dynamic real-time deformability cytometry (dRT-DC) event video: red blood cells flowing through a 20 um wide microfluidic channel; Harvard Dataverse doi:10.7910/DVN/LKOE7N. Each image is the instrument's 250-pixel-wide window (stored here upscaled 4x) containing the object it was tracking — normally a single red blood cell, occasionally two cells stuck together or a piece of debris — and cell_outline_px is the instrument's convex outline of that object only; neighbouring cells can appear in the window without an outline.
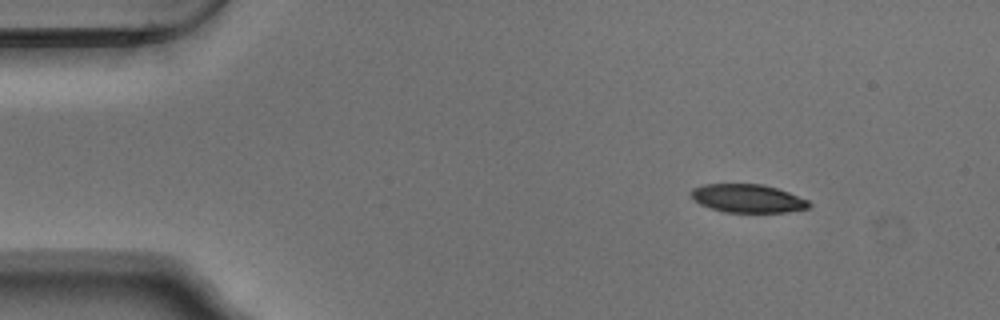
{"species": "Egyptian fruit bat (a non-hibernating species)", "species_latin": "Rousettus aegyptiacus", "temperature_condition": "warm", "stored_images_in_passage": 48, "camera_frame_rate_fps": 3000, "um_per_image_px": 0.085, "animal": {"sex": "male"}, "frame": {"image": 1, "passage_image": 1, "time_ms": 0.0, "image_size_px": [1000, 320], "cell_outline_px": [[812, 204], [808, 208], [788, 212], [724, 212], [700, 204], [692, 200], [688, 192], [692, 188], [704, 184], [764, 184], [788, 192], [808, 200]], "centroid_in_image_um": [63.51, 16.86], "position_along_channel_um": 21.5, "area_um2": 19.59}}
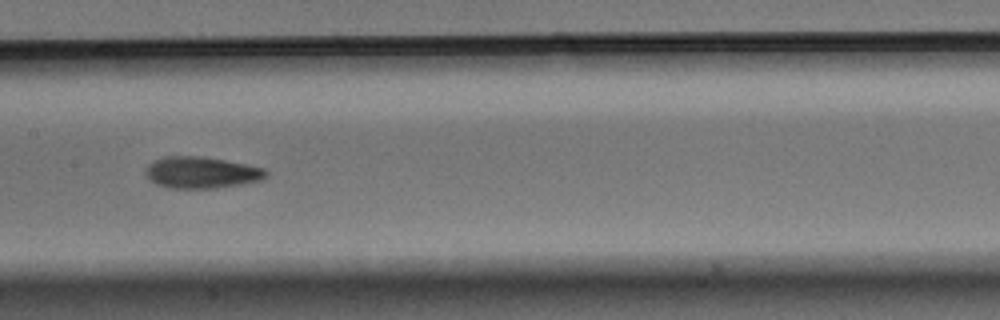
{"frame": {"image": 2, "passage_image": 21, "time_ms": 6.667, "image_size_px": [1000, 320], "cell_outline_px": [[268, 176], [260, 180], [244, 184], [216, 188], [168, 188], [156, 184], [148, 180], [144, 172], [144, 168], [152, 160], [164, 156], [204, 156], [248, 164], [264, 168], [268, 172]], "centroid_in_image_um": [17.09, 14.66], "position_along_channel_um": 190.3, "area_um2": 22.66}}
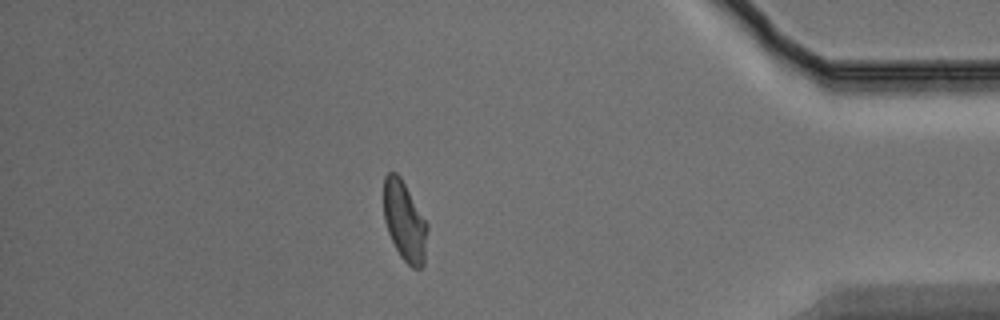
{"frame": {"image": 3, "passage_image": 41, "time_ms": 13.333, "image_size_px": [1000, 320], "cell_outline_px": [[428, 228], [424, 264], [420, 268], [412, 268], [400, 256], [388, 232], [384, 220], [384, 176], [388, 172], [396, 172], [400, 176], [428, 224]], "centroid_in_image_um": [34.39, 18.81], "position_along_channel_um": 400.8, "area_um2": 20.23}, "authors_computed_cell_mechanics": {"area_um2": 21.3571, "velocity_mm_per_s": 3.7364, "shape_relaxation_time_tau1_ms": 5.1161, "shape_relaxation_time_tau2_ms": 3.1002, "deformation_change_tau1": 0.1618, "deformation_change_tau2": 0.0922}}